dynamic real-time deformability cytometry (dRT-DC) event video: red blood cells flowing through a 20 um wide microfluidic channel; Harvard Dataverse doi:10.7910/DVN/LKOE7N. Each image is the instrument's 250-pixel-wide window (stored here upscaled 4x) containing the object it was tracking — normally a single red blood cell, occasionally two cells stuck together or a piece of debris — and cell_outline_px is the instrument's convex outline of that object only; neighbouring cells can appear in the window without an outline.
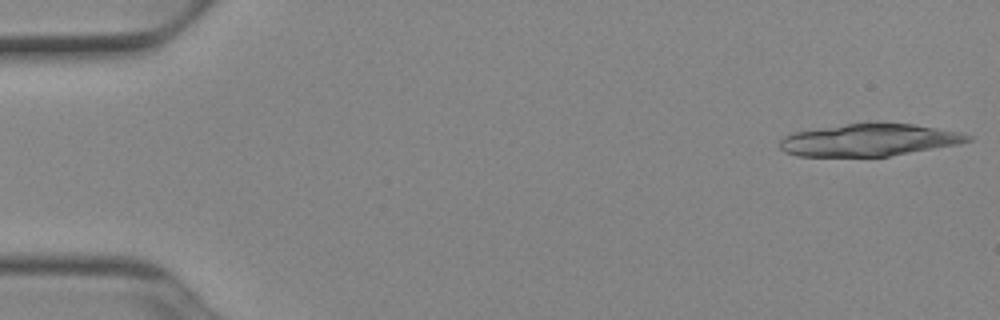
{"species": "Egyptian fruit bat (a non-hibernating species)", "species_latin": "Rousettus aegyptiacus", "temperature_condition": "cold", "stored_images_in_passage": 20, "camera_frame_rate_fps": 3000, "um_per_image_px": 0.085, "animal": {"sex": "female"}, "frame": {"image": 1, "passage_image": 1, "time_ms": 0.0, "image_size_px": [1000, 320], "cell_outline_px": [[972, 140], [960, 144], [888, 156], [796, 156], [784, 152], [780, 148], [780, 140], [784, 136], [792, 132], [876, 120], [912, 124], [960, 132], [972, 136]], "centroid_in_image_um": [73.89, 11.88], "position_along_channel_um": 11.1, "area_um2": 35.78}}